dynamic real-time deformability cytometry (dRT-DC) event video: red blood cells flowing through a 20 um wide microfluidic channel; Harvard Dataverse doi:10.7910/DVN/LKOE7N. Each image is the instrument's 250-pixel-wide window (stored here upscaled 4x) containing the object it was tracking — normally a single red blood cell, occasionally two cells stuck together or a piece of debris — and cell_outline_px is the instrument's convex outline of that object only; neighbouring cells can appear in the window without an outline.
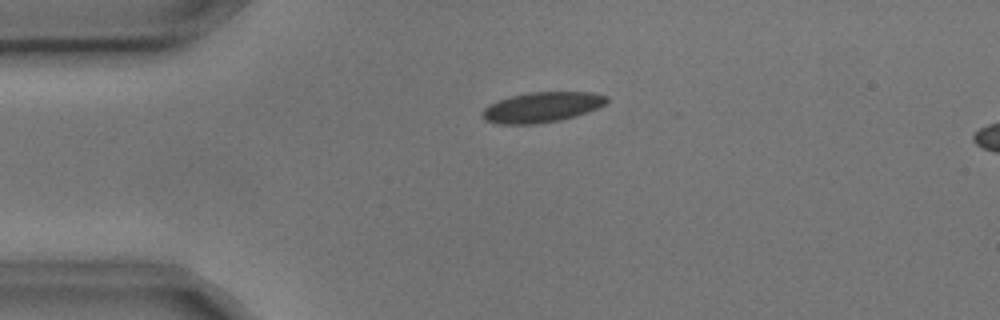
{"species": "common noctule bat (a hibernating species)", "species_latin": "Nyctalus noctula", "temperature_condition": "cold", "stored_images_in_passage": 3, "camera_frame_rate_fps": 3000, "um_per_image_px": 0.085, "animal": {"sex": "male", "body_mass_g": 17.9, "forearm_length_mm": 54.2}, "frame": {"image": 1, "passage_image": 1, "time_ms": 0.0, "image_size_px": [1000, 320], "cell_outline_px": [[608, 100], [604, 104], [588, 112], [576, 116], [560, 120], [536, 124], [496, 124], [484, 120], [480, 112], [488, 104], [512, 96], [532, 92], [592, 92], [608, 96]], "centroid_in_image_um": [46.04, 9.12], "position_along_channel_um": 39.0, "area_um2": 21.96}}